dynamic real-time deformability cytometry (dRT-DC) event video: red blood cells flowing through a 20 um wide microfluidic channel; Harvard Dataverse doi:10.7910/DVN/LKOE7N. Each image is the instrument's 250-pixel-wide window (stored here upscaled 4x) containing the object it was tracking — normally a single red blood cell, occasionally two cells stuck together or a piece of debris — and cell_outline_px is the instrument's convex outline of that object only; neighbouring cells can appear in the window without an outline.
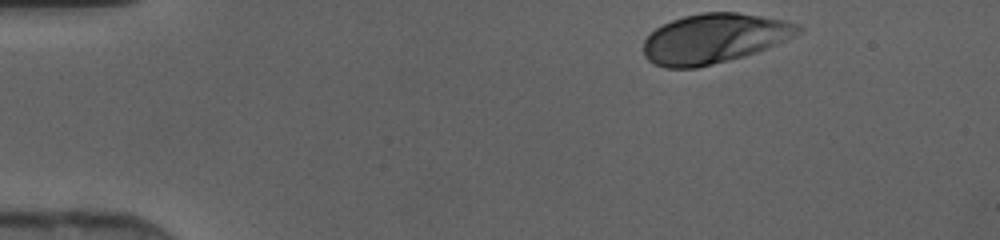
{"species": "human", "species_latin": "Homo sapiens", "temperature_condition": "cold", "stored_images_in_passage": 33, "camera_frame_rate_fps": 3000, "um_per_image_px": 0.085, "donor": {"sex": "female"}, "frame": {"image": 1, "passage_image": 1, "time_ms": 0.0, "image_size_px": [1000, 240], "cell_outline_px": [[804, 28], [800, 32], [784, 40], [764, 48], [740, 56], [712, 64], [696, 68], [664, 68], [652, 64], [644, 56], [644, 40], [656, 28], [672, 20], [684, 16], [704, 12], [736, 12], [784, 20], [796, 24]], "centroid_in_image_um": [60.63, 3.27], "position_along_channel_um": 24.4, "area_um2": 44.04}}
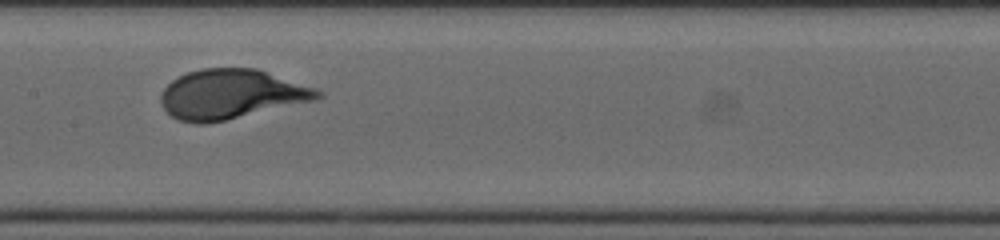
{"frame": {"image": 2, "passage_image": 18, "time_ms": 5.667, "image_size_px": [1000, 240], "cell_outline_px": [[324, 96], [316, 100], [208, 124], [196, 124], [176, 120], [164, 108], [160, 100], [160, 96], [164, 88], [172, 80], [188, 72], [200, 68], [256, 68], [316, 88], [324, 92]], "centroid_in_image_um": [19.66, 8.02], "position_along_channel_um": 187.7, "area_um2": 45.43}}
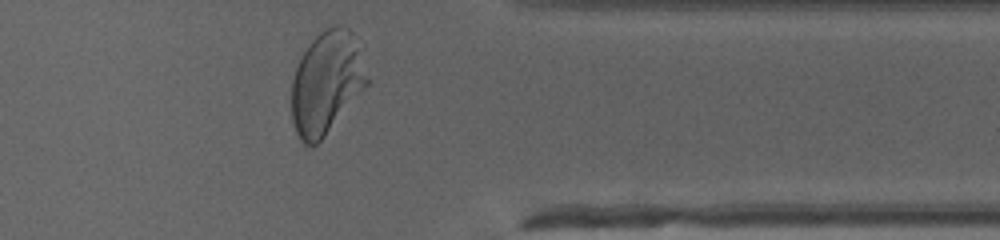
{"frame": {"image": 3, "passage_image": 32, "time_ms": 10.333, "image_size_px": [1000, 240], "cell_outline_px": [[368, 84], [324, 136], [312, 148], [304, 144], [300, 140], [296, 132], [292, 120], [292, 80], [296, 68], [308, 44], [320, 32], [336, 24], [340, 24], [348, 28], [364, 44], [368, 80]], "centroid_in_image_um": [27.8, 6.97], "position_along_channel_um": 383.6, "area_um2": 45.72}}